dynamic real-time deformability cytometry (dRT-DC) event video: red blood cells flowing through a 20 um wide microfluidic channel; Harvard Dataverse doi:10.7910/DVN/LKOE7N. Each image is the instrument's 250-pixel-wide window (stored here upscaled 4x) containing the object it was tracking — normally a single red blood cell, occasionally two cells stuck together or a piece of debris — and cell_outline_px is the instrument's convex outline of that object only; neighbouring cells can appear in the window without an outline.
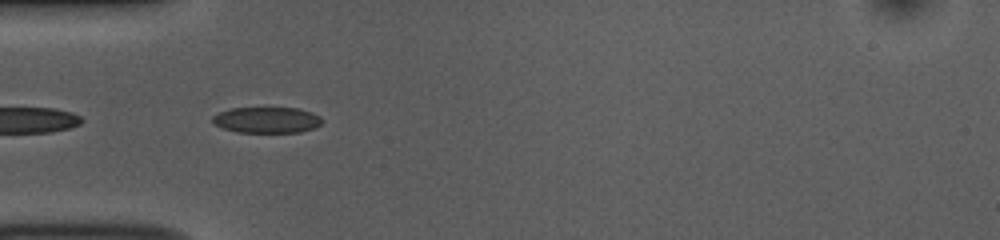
{"species": "common noctule bat (a hibernating species)", "species_latin": "Nyctalus noctula", "temperature_condition": "room temperature", "stored_images_in_passage": 18, "segment_of_instrument_passage": [2, 2], "camera_frame_rate_fps": 3000, "um_per_image_px": 0.085, "animal": {"sex": "female", "body_mass_g": 10.0, "forearm_length_mm": 53.1}, "frame": {"image": 1, "passage_image": 16, "time_ms": 5.0, "image_size_px": [1000, 240], "cell_outline_px": [[324, 120], [316, 128], [300, 132], [236, 132], [212, 124], [212, 116], [220, 112], [232, 108], [296, 108], [312, 112], [320, 116]], "centroid_in_image_um": [22.7, 10.2], "position_along_channel_um": 62.3, "area_um2": 16.65}}